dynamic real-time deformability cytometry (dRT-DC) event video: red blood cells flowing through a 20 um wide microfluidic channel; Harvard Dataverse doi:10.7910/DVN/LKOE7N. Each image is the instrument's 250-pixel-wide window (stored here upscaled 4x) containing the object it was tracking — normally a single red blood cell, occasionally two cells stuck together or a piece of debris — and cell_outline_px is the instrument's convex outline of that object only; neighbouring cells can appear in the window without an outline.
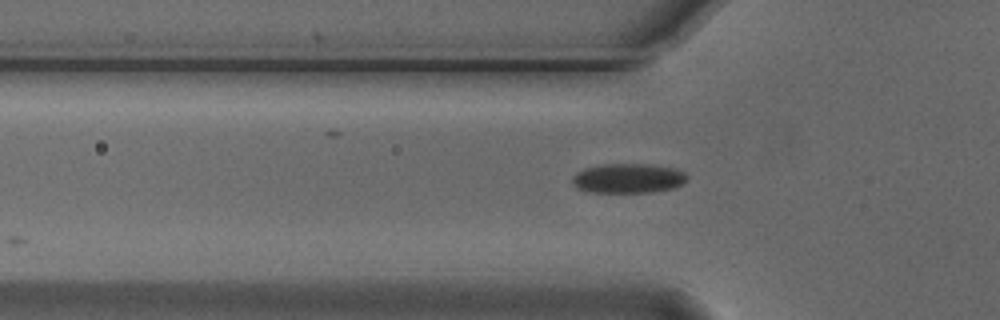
{"species": "Egyptian fruit bat (a non-hibernating species)", "species_latin": "Rousettus aegyptiacus", "temperature_condition": "cold", "stored_images_in_passage": 4, "camera_frame_rate_fps": 3000, "um_per_image_px": 0.085, "animal": {"sex": "male"}, "frame": {"image": 1, "passage_image": 4, "time_ms": 1.0, "image_size_px": [1000, 320], "cell_outline_px": [[688, 176], [676, 188], [652, 192], [588, 192], [576, 188], [572, 184], [572, 176], [576, 172], [584, 168], [604, 164], [652, 164], [676, 168], [684, 172]], "centroid_in_image_um": [53.37, 15.15], "position_along_channel_um": 72.4, "area_um2": 20.0}}